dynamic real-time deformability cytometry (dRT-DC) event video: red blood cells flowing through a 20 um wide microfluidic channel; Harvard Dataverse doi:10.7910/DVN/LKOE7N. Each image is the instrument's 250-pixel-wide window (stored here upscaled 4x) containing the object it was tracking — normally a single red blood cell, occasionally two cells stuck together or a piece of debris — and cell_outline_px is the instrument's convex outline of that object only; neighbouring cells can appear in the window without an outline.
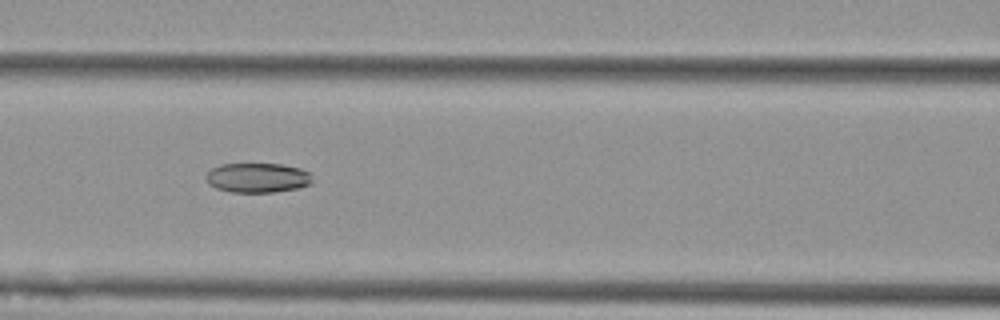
{"species": "Egyptian fruit bat (a non-hibernating species)", "species_latin": "Rousettus aegyptiacus", "temperature_condition": "cold", "stored_images_in_passage": 8, "camera_frame_rate_fps": 3000, "um_per_image_px": 0.085, "animal": {"sex": "female"}, "frame": {"image": 1, "passage_image": 7, "time_ms": 2.0, "image_size_px": [1000, 320], "cell_outline_px": [[312, 180], [308, 184], [300, 188], [272, 192], [232, 192], [216, 188], [208, 184], [204, 176], [212, 168], [220, 164], [280, 164], [300, 168], [308, 172]], "centroid_in_image_um": [21.85, 15.11], "position_along_channel_um": 144.8, "area_um2": 18.32}}
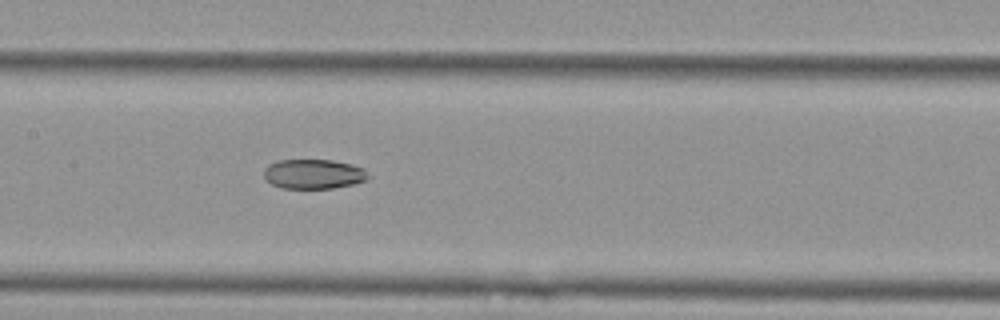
{"frame": {"image": 2, "passage_image": 8, "time_ms": 2.333, "image_size_px": [1000, 320], "cell_outline_px": [[368, 180], [352, 184], [332, 188], [280, 188], [272, 184], [264, 176], [264, 168], [268, 164], [276, 160], [332, 160], [352, 164], [364, 168], [368, 176]], "centroid_in_image_um": [26.64, 14.78], "position_along_channel_um": 180.8, "area_um2": 18.03}}